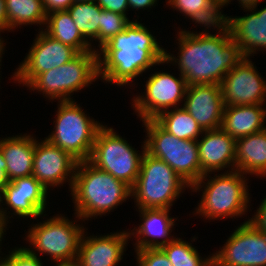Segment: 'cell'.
<instances>
[{
    "mask_svg": "<svg viewBox=\"0 0 266 266\" xmlns=\"http://www.w3.org/2000/svg\"><path fill=\"white\" fill-rule=\"evenodd\" d=\"M183 108L203 131L220 129L223 120V96L219 84L187 86Z\"/></svg>",
    "mask_w": 266,
    "mask_h": 266,
    "instance_id": "cell-18",
    "label": "cell"
},
{
    "mask_svg": "<svg viewBox=\"0 0 266 266\" xmlns=\"http://www.w3.org/2000/svg\"><path fill=\"white\" fill-rule=\"evenodd\" d=\"M3 205H5V188L0 186V222L6 227V207Z\"/></svg>",
    "mask_w": 266,
    "mask_h": 266,
    "instance_id": "cell-39",
    "label": "cell"
},
{
    "mask_svg": "<svg viewBox=\"0 0 266 266\" xmlns=\"http://www.w3.org/2000/svg\"><path fill=\"white\" fill-rule=\"evenodd\" d=\"M158 0H128V6L131 11H139V10H147L152 9V7L156 6Z\"/></svg>",
    "mask_w": 266,
    "mask_h": 266,
    "instance_id": "cell-37",
    "label": "cell"
},
{
    "mask_svg": "<svg viewBox=\"0 0 266 266\" xmlns=\"http://www.w3.org/2000/svg\"><path fill=\"white\" fill-rule=\"evenodd\" d=\"M186 188L190 186L166 162L145 151L131 199L138 210L171 209Z\"/></svg>",
    "mask_w": 266,
    "mask_h": 266,
    "instance_id": "cell-5",
    "label": "cell"
},
{
    "mask_svg": "<svg viewBox=\"0 0 266 266\" xmlns=\"http://www.w3.org/2000/svg\"><path fill=\"white\" fill-rule=\"evenodd\" d=\"M235 171L266 177V129L236 139Z\"/></svg>",
    "mask_w": 266,
    "mask_h": 266,
    "instance_id": "cell-24",
    "label": "cell"
},
{
    "mask_svg": "<svg viewBox=\"0 0 266 266\" xmlns=\"http://www.w3.org/2000/svg\"><path fill=\"white\" fill-rule=\"evenodd\" d=\"M74 216L78 220L70 221L65 215L57 214L43 222L32 223L25 235L31 246L26 248L33 255H40V258L43 254L50 256L51 261L55 263L76 262L79 245L86 230L84 225L77 224L82 219L76 214Z\"/></svg>",
    "mask_w": 266,
    "mask_h": 266,
    "instance_id": "cell-6",
    "label": "cell"
},
{
    "mask_svg": "<svg viewBox=\"0 0 266 266\" xmlns=\"http://www.w3.org/2000/svg\"><path fill=\"white\" fill-rule=\"evenodd\" d=\"M7 31V13L5 0H0V35Z\"/></svg>",
    "mask_w": 266,
    "mask_h": 266,
    "instance_id": "cell-38",
    "label": "cell"
},
{
    "mask_svg": "<svg viewBox=\"0 0 266 266\" xmlns=\"http://www.w3.org/2000/svg\"><path fill=\"white\" fill-rule=\"evenodd\" d=\"M166 4L202 27H215L224 23L223 12L213 0H167Z\"/></svg>",
    "mask_w": 266,
    "mask_h": 266,
    "instance_id": "cell-26",
    "label": "cell"
},
{
    "mask_svg": "<svg viewBox=\"0 0 266 266\" xmlns=\"http://www.w3.org/2000/svg\"><path fill=\"white\" fill-rule=\"evenodd\" d=\"M7 228L0 222V247L2 246V240H3V237L4 235H6L4 232H6ZM2 248H0V255L3 256L5 254L2 253L1 251ZM2 253V254H1ZM1 256H0V259H1Z\"/></svg>",
    "mask_w": 266,
    "mask_h": 266,
    "instance_id": "cell-42",
    "label": "cell"
},
{
    "mask_svg": "<svg viewBox=\"0 0 266 266\" xmlns=\"http://www.w3.org/2000/svg\"><path fill=\"white\" fill-rule=\"evenodd\" d=\"M76 103L75 99L58 101L53 131L45 138L80 162L90 159L97 132L104 124L87 116Z\"/></svg>",
    "mask_w": 266,
    "mask_h": 266,
    "instance_id": "cell-7",
    "label": "cell"
},
{
    "mask_svg": "<svg viewBox=\"0 0 266 266\" xmlns=\"http://www.w3.org/2000/svg\"><path fill=\"white\" fill-rule=\"evenodd\" d=\"M209 29L204 27L197 33L180 28L175 37L178 56L165 50L164 64L178 66L188 86L220 85L224 76L245 58L224 23L214 27V34Z\"/></svg>",
    "mask_w": 266,
    "mask_h": 266,
    "instance_id": "cell-1",
    "label": "cell"
},
{
    "mask_svg": "<svg viewBox=\"0 0 266 266\" xmlns=\"http://www.w3.org/2000/svg\"><path fill=\"white\" fill-rule=\"evenodd\" d=\"M0 148L7 163L8 182L17 178L32 176L35 152L33 134H18L0 138Z\"/></svg>",
    "mask_w": 266,
    "mask_h": 266,
    "instance_id": "cell-22",
    "label": "cell"
},
{
    "mask_svg": "<svg viewBox=\"0 0 266 266\" xmlns=\"http://www.w3.org/2000/svg\"><path fill=\"white\" fill-rule=\"evenodd\" d=\"M100 17L99 49L135 20V18L129 20L127 16L108 10H103Z\"/></svg>",
    "mask_w": 266,
    "mask_h": 266,
    "instance_id": "cell-31",
    "label": "cell"
},
{
    "mask_svg": "<svg viewBox=\"0 0 266 266\" xmlns=\"http://www.w3.org/2000/svg\"><path fill=\"white\" fill-rule=\"evenodd\" d=\"M257 9V6L243 9L250 14L236 17L223 13L224 24L228 27L232 40L239 45L246 58H251L257 51H266V6Z\"/></svg>",
    "mask_w": 266,
    "mask_h": 266,
    "instance_id": "cell-19",
    "label": "cell"
},
{
    "mask_svg": "<svg viewBox=\"0 0 266 266\" xmlns=\"http://www.w3.org/2000/svg\"><path fill=\"white\" fill-rule=\"evenodd\" d=\"M212 254L211 266H266V233L247 219Z\"/></svg>",
    "mask_w": 266,
    "mask_h": 266,
    "instance_id": "cell-12",
    "label": "cell"
},
{
    "mask_svg": "<svg viewBox=\"0 0 266 266\" xmlns=\"http://www.w3.org/2000/svg\"><path fill=\"white\" fill-rule=\"evenodd\" d=\"M201 138V139H200ZM197 140L200 160V178L219 171H235L236 140L222 128L204 131Z\"/></svg>",
    "mask_w": 266,
    "mask_h": 266,
    "instance_id": "cell-20",
    "label": "cell"
},
{
    "mask_svg": "<svg viewBox=\"0 0 266 266\" xmlns=\"http://www.w3.org/2000/svg\"><path fill=\"white\" fill-rule=\"evenodd\" d=\"M67 10L82 36L93 46V50L98 51L103 9L96 2H74ZM94 40L98 42L97 48L92 44Z\"/></svg>",
    "mask_w": 266,
    "mask_h": 266,
    "instance_id": "cell-29",
    "label": "cell"
},
{
    "mask_svg": "<svg viewBox=\"0 0 266 266\" xmlns=\"http://www.w3.org/2000/svg\"><path fill=\"white\" fill-rule=\"evenodd\" d=\"M224 106L266 105V81L250 58H243L223 78Z\"/></svg>",
    "mask_w": 266,
    "mask_h": 266,
    "instance_id": "cell-14",
    "label": "cell"
},
{
    "mask_svg": "<svg viewBox=\"0 0 266 266\" xmlns=\"http://www.w3.org/2000/svg\"><path fill=\"white\" fill-rule=\"evenodd\" d=\"M0 266H6V265L0 260Z\"/></svg>",
    "mask_w": 266,
    "mask_h": 266,
    "instance_id": "cell-47",
    "label": "cell"
},
{
    "mask_svg": "<svg viewBox=\"0 0 266 266\" xmlns=\"http://www.w3.org/2000/svg\"><path fill=\"white\" fill-rule=\"evenodd\" d=\"M266 105L224 106L221 128L235 140L266 129Z\"/></svg>",
    "mask_w": 266,
    "mask_h": 266,
    "instance_id": "cell-23",
    "label": "cell"
},
{
    "mask_svg": "<svg viewBox=\"0 0 266 266\" xmlns=\"http://www.w3.org/2000/svg\"><path fill=\"white\" fill-rule=\"evenodd\" d=\"M171 209H139L140 225L130 233L135 239V250L146 248H162L175 238L171 235L176 218L169 216ZM162 238V239H161ZM159 239V240H158Z\"/></svg>",
    "mask_w": 266,
    "mask_h": 266,
    "instance_id": "cell-21",
    "label": "cell"
},
{
    "mask_svg": "<svg viewBox=\"0 0 266 266\" xmlns=\"http://www.w3.org/2000/svg\"><path fill=\"white\" fill-rule=\"evenodd\" d=\"M1 36V35H0ZM5 41H4V38L2 37H0V66H1V64H2V55L5 53V46H6V42L4 43ZM0 69H1V67H0ZM1 72V71H0ZM1 74V73H0Z\"/></svg>",
    "mask_w": 266,
    "mask_h": 266,
    "instance_id": "cell-43",
    "label": "cell"
},
{
    "mask_svg": "<svg viewBox=\"0 0 266 266\" xmlns=\"http://www.w3.org/2000/svg\"><path fill=\"white\" fill-rule=\"evenodd\" d=\"M247 180L245 174L239 171L204 174L190 187L192 192H202L193 214L213 221L243 217L252 201Z\"/></svg>",
    "mask_w": 266,
    "mask_h": 266,
    "instance_id": "cell-4",
    "label": "cell"
},
{
    "mask_svg": "<svg viewBox=\"0 0 266 266\" xmlns=\"http://www.w3.org/2000/svg\"><path fill=\"white\" fill-rule=\"evenodd\" d=\"M4 188L5 206L7 207L6 228L9 219L14 218V215L26 220L27 218L37 220L38 217L46 216L44 213L48 209L49 191L33 175L7 182Z\"/></svg>",
    "mask_w": 266,
    "mask_h": 266,
    "instance_id": "cell-16",
    "label": "cell"
},
{
    "mask_svg": "<svg viewBox=\"0 0 266 266\" xmlns=\"http://www.w3.org/2000/svg\"><path fill=\"white\" fill-rule=\"evenodd\" d=\"M7 31H14L23 25L41 26L43 30L47 14L42 0H5Z\"/></svg>",
    "mask_w": 266,
    "mask_h": 266,
    "instance_id": "cell-27",
    "label": "cell"
},
{
    "mask_svg": "<svg viewBox=\"0 0 266 266\" xmlns=\"http://www.w3.org/2000/svg\"><path fill=\"white\" fill-rule=\"evenodd\" d=\"M74 2H96V0H74Z\"/></svg>",
    "mask_w": 266,
    "mask_h": 266,
    "instance_id": "cell-46",
    "label": "cell"
},
{
    "mask_svg": "<svg viewBox=\"0 0 266 266\" xmlns=\"http://www.w3.org/2000/svg\"><path fill=\"white\" fill-rule=\"evenodd\" d=\"M232 0H230L231 3ZM238 4L240 5L242 9H247V8H253V7H258L259 3H261L262 0H237Z\"/></svg>",
    "mask_w": 266,
    "mask_h": 266,
    "instance_id": "cell-41",
    "label": "cell"
},
{
    "mask_svg": "<svg viewBox=\"0 0 266 266\" xmlns=\"http://www.w3.org/2000/svg\"><path fill=\"white\" fill-rule=\"evenodd\" d=\"M142 143L139 153L126 138L104 124L97 132L89 161L132 188L146 151L145 141Z\"/></svg>",
    "mask_w": 266,
    "mask_h": 266,
    "instance_id": "cell-10",
    "label": "cell"
},
{
    "mask_svg": "<svg viewBox=\"0 0 266 266\" xmlns=\"http://www.w3.org/2000/svg\"><path fill=\"white\" fill-rule=\"evenodd\" d=\"M96 3L103 9L127 16L129 11L128 0H96Z\"/></svg>",
    "mask_w": 266,
    "mask_h": 266,
    "instance_id": "cell-34",
    "label": "cell"
},
{
    "mask_svg": "<svg viewBox=\"0 0 266 266\" xmlns=\"http://www.w3.org/2000/svg\"><path fill=\"white\" fill-rule=\"evenodd\" d=\"M146 80L145 92L135 95L132 108L140 121L154 119L163 111L183 107L187 83L179 73L178 78L169 72L156 71ZM181 106H180V104Z\"/></svg>",
    "mask_w": 266,
    "mask_h": 266,
    "instance_id": "cell-11",
    "label": "cell"
},
{
    "mask_svg": "<svg viewBox=\"0 0 266 266\" xmlns=\"http://www.w3.org/2000/svg\"><path fill=\"white\" fill-rule=\"evenodd\" d=\"M154 120L168 133L182 140H198L204 132L183 107L163 111Z\"/></svg>",
    "mask_w": 266,
    "mask_h": 266,
    "instance_id": "cell-28",
    "label": "cell"
},
{
    "mask_svg": "<svg viewBox=\"0 0 266 266\" xmlns=\"http://www.w3.org/2000/svg\"><path fill=\"white\" fill-rule=\"evenodd\" d=\"M15 248V249H14ZM11 248V252L1 257L6 266H43L39 256L33 255L25 246Z\"/></svg>",
    "mask_w": 266,
    "mask_h": 266,
    "instance_id": "cell-32",
    "label": "cell"
},
{
    "mask_svg": "<svg viewBox=\"0 0 266 266\" xmlns=\"http://www.w3.org/2000/svg\"><path fill=\"white\" fill-rule=\"evenodd\" d=\"M71 197L74 214L85 220L106 215L131 197V188L89 160L77 163Z\"/></svg>",
    "mask_w": 266,
    "mask_h": 266,
    "instance_id": "cell-3",
    "label": "cell"
},
{
    "mask_svg": "<svg viewBox=\"0 0 266 266\" xmlns=\"http://www.w3.org/2000/svg\"><path fill=\"white\" fill-rule=\"evenodd\" d=\"M6 166H7V163L4 159V155L0 148V186H5V184L8 182V179L6 176Z\"/></svg>",
    "mask_w": 266,
    "mask_h": 266,
    "instance_id": "cell-40",
    "label": "cell"
},
{
    "mask_svg": "<svg viewBox=\"0 0 266 266\" xmlns=\"http://www.w3.org/2000/svg\"><path fill=\"white\" fill-rule=\"evenodd\" d=\"M43 7L46 14L67 10L73 3L74 0H42Z\"/></svg>",
    "mask_w": 266,
    "mask_h": 266,
    "instance_id": "cell-36",
    "label": "cell"
},
{
    "mask_svg": "<svg viewBox=\"0 0 266 266\" xmlns=\"http://www.w3.org/2000/svg\"><path fill=\"white\" fill-rule=\"evenodd\" d=\"M36 139L32 175L47 189L68 182L71 190L78 161L46 138Z\"/></svg>",
    "mask_w": 266,
    "mask_h": 266,
    "instance_id": "cell-15",
    "label": "cell"
},
{
    "mask_svg": "<svg viewBox=\"0 0 266 266\" xmlns=\"http://www.w3.org/2000/svg\"><path fill=\"white\" fill-rule=\"evenodd\" d=\"M84 231L76 263L79 266H117L123 259L130 238L129 231L88 235ZM129 239V240H128Z\"/></svg>",
    "mask_w": 266,
    "mask_h": 266,
    "instance_id": "cell-17",
    "label": "cell"
},
{
    "mask_svg": "<svg viewBox=\"0 0 266 266\" xmlns=\"http://www.w3.org/2000/svg\"><path fill=\"white\" fill-rule=\"evenodd\" d=\"M28 54L13 73L12 80L28 86L39 74L68 63L79 53L40 30Z\"/></svg>",
    "mask_w": 266,
    "mask_h": 266,
    "instance_id": "cell-13",
    "label": "cell"
},
{
    "mask_svg": "<svg viewBox=\"0 0 266 266\" xmlns=\"http://www.w3.org/2000/svg\"><path fill=\"white\" fill-rule=\"evenodd\" d=\"M43 31L59 42L74 48L78 53L95 51L82 36L68 10L49 13Z\"/></svg>",
    "mask_w": 266,
    "mask_h": 266,
    "instance_id": "cell-25",
    "label": "cell"
},
{
    "mask_svg": "<svg viewBox=\"0 0 266 266\" xmlns=\"http://www.w3.org/2000/svg\"><path fill=\"white\" fill-rule=\"evenodd\" d=\"M55 266H79L76 262L72 263H56Z\"/></svg>",
    "mask_w": 266,
    "mask_h": 266,
    "instance_id": "cell-45",
    "label": "cell"
},
{
    "mask_svg": "<svg viewBox=\"0 0 266 266\" xmlns=\"http://www.w3.org/2000/svg\"><path fill=\"white\" fill-rule=\"evenodd\" d=\"M138 19L139 16L97 51L101 81L132 87L135 83H131L154 65H164L166 49Z\"/></svg>",
    "mask_w": 266,
    "mask_h": 266,
    "instance_id": "cell-2",
    "label": "cell"
},
{
    "mask_svg": "<svg viewBox=\"0 0 266 266\" xmlns=\"http://www.w3.org/2000/svg\"><path fill=\"white\" fill-rule=\"evenodd\" d=\"M196 237H192L191 243L180 237H175L167 245L161 249L168 256L172 266H211L213 262V254L200 256L198 250L193 246L192 242H196Z\"/></svg>",
    "mask_w": 266,
    "mask_h": 266,
    "instance_id": "cell-30",
    "label": "cell"
},
{
    "mask_svg": "<svg viewBox=\"0 0 266 266\" xmlns=\"http://www.w3.org/2000/svg\"><path fill=\"white\" fill-rule=\"evenodd\" d=\"M217 6L221 9L230 4V0H213Z\"/></svg>",
    "mask_w": 266,
    "mask_h": 266,
    "instance_id": "cell-44",
    "label": "cell"
},
{
    "mask_svg": "<svg viewBox=\"0 0 266 266\" xmlns=\"http://www.w3.org/2000/svg\"><path fill=\"white\" fill-rule=\"evenodd\" d=\"M98 77V53L87 51L57 68L39 74L28 86L48 100H73L74 92L88 88ZM73 93V94H72Z\"/></svg>",
    "mask_w": 266,
    "mask_h": 266,
    "instance_id": "cell-8",
    "label": "cell"
},
{
    "mask_svg": "<svg viewBox=\"0 0 266 266\" xmlns=\"http://www.w3.org/2000/svg\"><path fill=\"white\" fill-rule=\"evenodd\" d=\"M146 152L166 162L190 187L200 179L197 140H182L164 130L154 119L142 121Z\"/></svg>",
    "mask_w": 266,
    "mask_h": 266,
    "instance_id": "cell-9",
    "label": "cell"
},
{
    "mask_svg": "<svg viewBox=\"0 0 266 266\" xmlns=\"http://www.w3.org/2000/svg\"><path fill=\"white\" fill-rule=\"evenodd\" d=\"M137 266H172L168 256L160 248L135 250Z\"/></svg>",
    "mask_w": 266,
    "mask_h": 266,
    "instance_id": "cell-33",
    "label": "cell"
},
{
    "mask_svg": "<svg viewBox=\"0 0 266 266\" xmlns=\"http://www.w3.org/2000/svg\"><path fill=\"white\" fill-rule=\"evenodd\" d=\"M260 201V205L257 207L256 212L252 214V217H248L251 222L258 230L266 233V196Z\"/></svg>",
    "mask_w": 266,
    "mask_h": 266,
    "instance_id": "cell-35",
    "label": "cell"
}]
</instances>
